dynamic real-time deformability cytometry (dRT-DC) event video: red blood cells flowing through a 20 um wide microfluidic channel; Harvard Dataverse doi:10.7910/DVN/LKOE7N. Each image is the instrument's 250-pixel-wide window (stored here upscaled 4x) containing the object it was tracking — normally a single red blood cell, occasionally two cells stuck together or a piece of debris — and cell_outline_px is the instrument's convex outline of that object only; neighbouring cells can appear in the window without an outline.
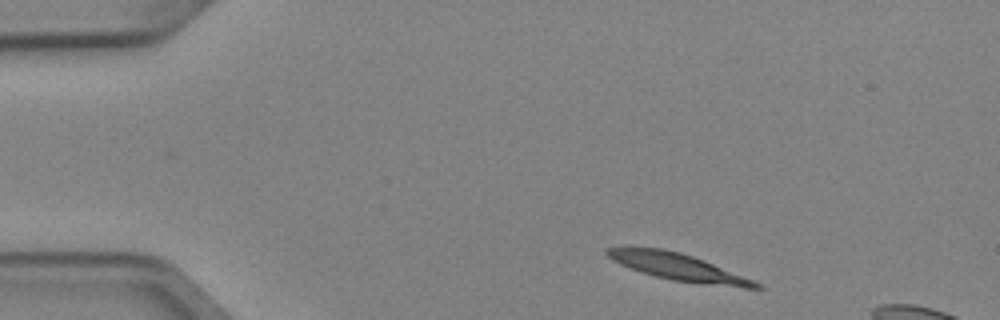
{"species": "Egyptian fruit bat (a non-hibernating species)", "species_latin": "Rousettus aegyptiacus", "temperature_condition": "cold", "stored_images_in_passage": 3, "camera_frame_rate_fps": 3000, "um_per_image_px": 0.085, "animal": {"sex": "female"}, "frame": {"image": 1, "passage_image": 1, "time_ms": 0.0, "image_size_px": [1000, 320], "cell_outline_px": [[764, 288], [744, 288], [672, 280], [656, 276], [620, 264], [612, 260], [604, 252], [604, 248], [664, 248], [680, 252], [704, 260], [764, 284]], "centroid_in_image_um": [57.71, 22.7], "position_along_channel_um": 27.3, "area_um2": 22.95}}